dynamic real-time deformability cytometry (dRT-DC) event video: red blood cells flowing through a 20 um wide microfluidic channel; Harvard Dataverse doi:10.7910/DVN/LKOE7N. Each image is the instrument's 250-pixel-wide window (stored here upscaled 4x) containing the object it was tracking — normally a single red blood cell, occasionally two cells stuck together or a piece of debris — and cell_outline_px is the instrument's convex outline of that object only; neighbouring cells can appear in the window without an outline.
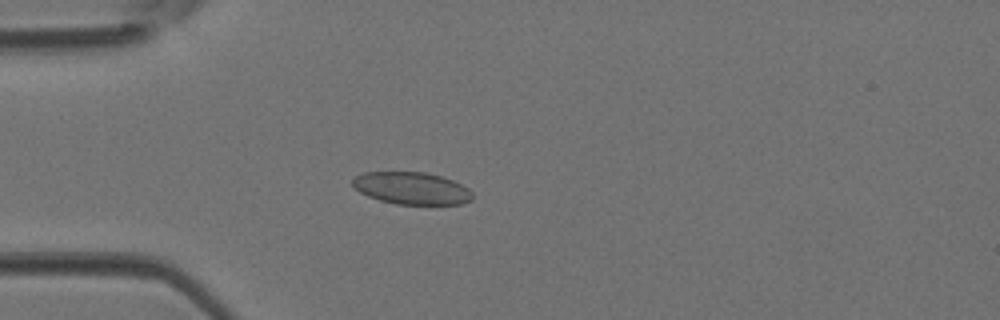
{"species": "Egyptian fruit bat (a non-hibernating species)", "species_latin": "Rousettus aegyptiacus", "temperature_condition": "room temperature", "stored_images_in_passage": 37, "camera_frame_rate_fps": 3000, "um_per_image_px": 0.085, "animal": {"sex": "female"}, "frame": {"image": 1, "passage_image": 6, "time_ms": 1.667, "image_size_px": [1000, 320], "cell_outline_px": [[472, 200], [460, 204], [396, 204], [380, 200], [368, 196], [360, 192], [352, 184], [352, 180], [356, 176], [364, 172], [424, 172], [440, 176], [452, 180], [468, 188], [472, 192]], "centroid_in_image_um": [34.99, 16.0], "position_along_channel_um": 50.0, "area_um2": 22.37}}
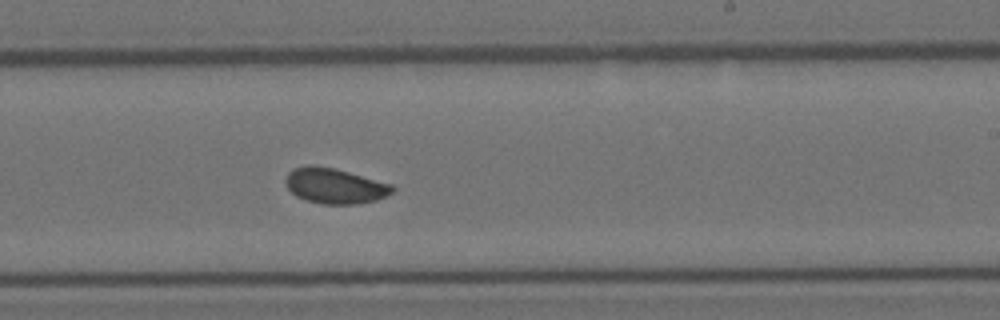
{"frame": {"image": 2, "passage_image": 20, "time_ms": 6.333, "image_size_px": [1000, 320], "cell_outline_px": [[396, 188], [392, 192], [376, 200], [360, 204], [324, 204], [304, 200], [296, 196], [288, 188], [284, 180], [288, 172], [292, 168], [308, 164], [312, 164], [336, 168], [392, 184]], "centroid_in_image_um": [28.43, 15.78], "position_along_channel_um": 260.6, "area_um2": 22.31}}
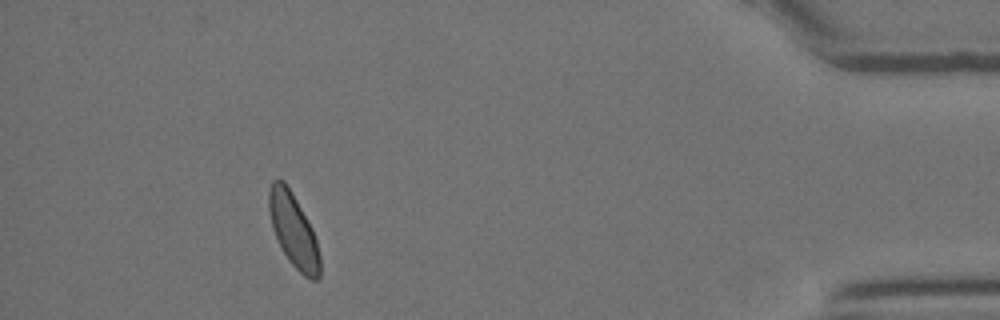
{"frame": {"image": 3, "passage_image": 33, "time_ms": 10.667, "image_size_px": [1000, 320], "cell_outline_px": [[320, 276], [316, 280], [312, 280], [304, 276], [288, 260], [272, 228], [268, 208], [268, 188], [272, 180], [276, 176], [284, 180], [292, 192], [312, 228], [316, 240], [320, 256]], "centroid_in_image_um": [24.92, 19.52], "position_along_channel_um": 410.3, "area_um2": 21.91}}